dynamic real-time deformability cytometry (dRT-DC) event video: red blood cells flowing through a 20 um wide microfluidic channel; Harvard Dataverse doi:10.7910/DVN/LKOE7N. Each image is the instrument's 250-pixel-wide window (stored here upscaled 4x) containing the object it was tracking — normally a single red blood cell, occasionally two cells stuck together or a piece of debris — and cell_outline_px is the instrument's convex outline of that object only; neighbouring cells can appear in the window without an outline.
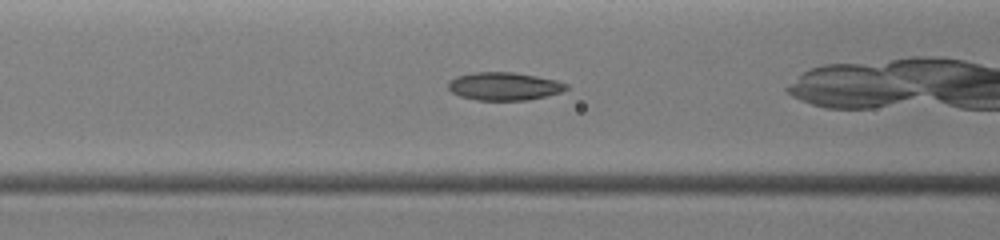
{"species": "common noctule bat (a hibernating species)", "species_latin": "Nyctalus noctula", "temperature_condition": "warm", "stored_images_in_passage": 29, "camera_frame_rate_fps": 3000, "um_per_image_px": 0.085, "animal": {"sex": "female", "body_mass_g": 19.0, "forearm_length_mm": 51.5}, "frame": {"image": 1, "passage_image": 20, "time_ms": 3.333, "image_size_px": [1000, 240], "cell_outline_px": [[568, 88], [560, 92], [528, 100], [476, 100], [460, 96], [452, 92], [448, 88], [448, 80], [456, 76], [472, 72], [516, 72], [556, 80], [568, 84]], "centroid_in_image_um": [42.82, 7.32], "position_along_channel_um": 123.8, "area_um2": 19.31}}
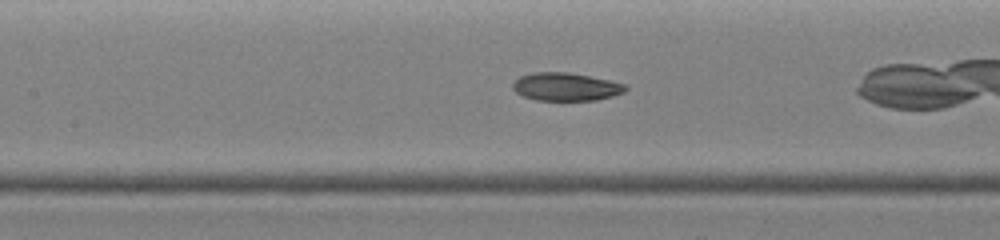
{"frame": {"image": 2, "passage_image": 24, "time_ms": 4.0, "image_size_px": [1000, 240], "cell_outline_px": [[628, 88], [624, 92], [612, 96], [596, 100], [536, 100], [524, 96], [516, 92], [512, 88], [512, 84], [520, 76], [532, 72], [568, 72], [608, 80], [624, 84]], "centroid_in_image_um": [48.07, 7.37], "position_along_channel_um": 159.3, "area_um2": 18.26}}